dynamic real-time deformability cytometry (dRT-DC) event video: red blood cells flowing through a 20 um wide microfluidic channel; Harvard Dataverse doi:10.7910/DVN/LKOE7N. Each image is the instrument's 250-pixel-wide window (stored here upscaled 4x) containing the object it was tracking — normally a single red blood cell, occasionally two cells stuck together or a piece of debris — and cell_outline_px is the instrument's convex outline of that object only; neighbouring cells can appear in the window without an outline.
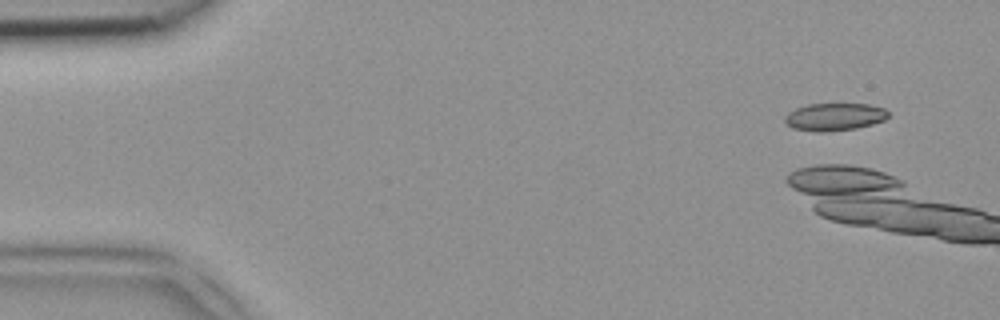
{"species": "common noctule bat (a hibernating species)", "species_latin": "Nyctalus noctula", "temperature_condition": "room temperature", "stored_images_in_passage": 5, "camera_frame_rate_fps": 3000, "um_per_image_px": 0.085, "animal": {"sex": "female", "body_mass_g": 18.4}, "frame": {"image": 1, "passage_image": 2, "time_ms": 0.333, "image_size_px": [1000, 320], "cell_outline_px": [[888, 116], [884, 120], [872, 124], [856, 128], [820, 132], [816, 132], [792, 128], [784, 120], [784, 116], [788, 112], [796, 108], [808, 104], [868, 104], [884, 108], [888, 112]], "centroid_in_image_um": [70.91, 9.93], "position_along_channel_um": 14.1, "area_um2": 16.53}}